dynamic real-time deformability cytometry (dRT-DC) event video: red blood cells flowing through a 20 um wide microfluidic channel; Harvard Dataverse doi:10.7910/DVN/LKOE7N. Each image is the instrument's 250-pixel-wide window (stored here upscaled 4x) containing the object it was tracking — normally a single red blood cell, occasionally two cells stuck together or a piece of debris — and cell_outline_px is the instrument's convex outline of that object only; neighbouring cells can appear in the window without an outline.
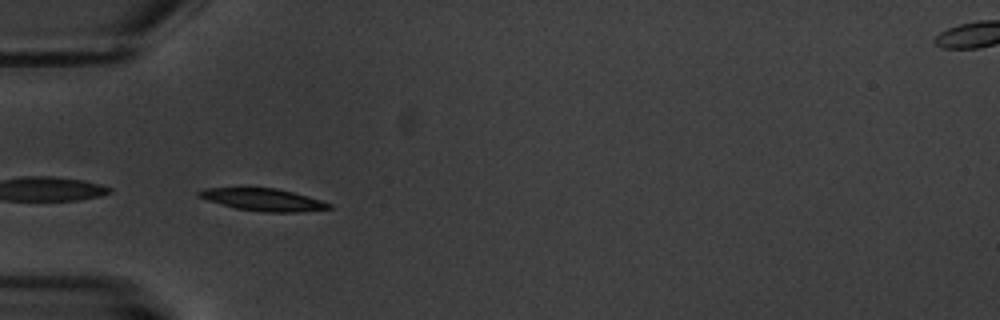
{"species": "common noctule bat (a hibernating species)", "species_latin": "Nyctalus noctula", "temperature_condition": "warm", "stored_images_in_passage": 7, "camera_frame_rate_fps": 3000, "um_per_image_px": 0.085, "animal": {"sex": "male", "body_mass_g": 20.1, "forearm_length_mm": 53.5}, "frame": {"image": 1, "passage_image": 5, "time_ms": 4.667, "image_size_px": [1000, 320], "cell_outline_px": [[332, 208], [300, 212], [260, 212], [236, 208], [208, 200], [196, 196], [196, 192], [204, 188], [276, 188], [308, 196], [332, 204]], "centroid_in_image_um": [22.37, 16.97], "position_along_channel_um": 62.6, "area_um2": 16.82}}
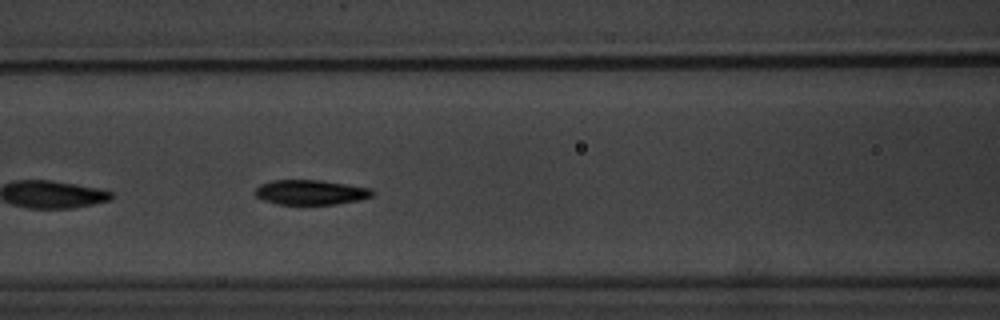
{"frame": {"image": 2, "passage_image": 7, "time_ms": 7.0, "image_size_px": [1000, 320], "cell_outline_px": [[376, 192], [372, 196], [356, 200], [336, 204], [276, 204], [264, 200], [256, 196], [256, 188], [260, 184], [272, 180], [320, 180], [372, 188]], "centroid_in_image_um": [26.42, 16.34], "position_along_channel_um": 140.2, "area_um2": 16.88}}